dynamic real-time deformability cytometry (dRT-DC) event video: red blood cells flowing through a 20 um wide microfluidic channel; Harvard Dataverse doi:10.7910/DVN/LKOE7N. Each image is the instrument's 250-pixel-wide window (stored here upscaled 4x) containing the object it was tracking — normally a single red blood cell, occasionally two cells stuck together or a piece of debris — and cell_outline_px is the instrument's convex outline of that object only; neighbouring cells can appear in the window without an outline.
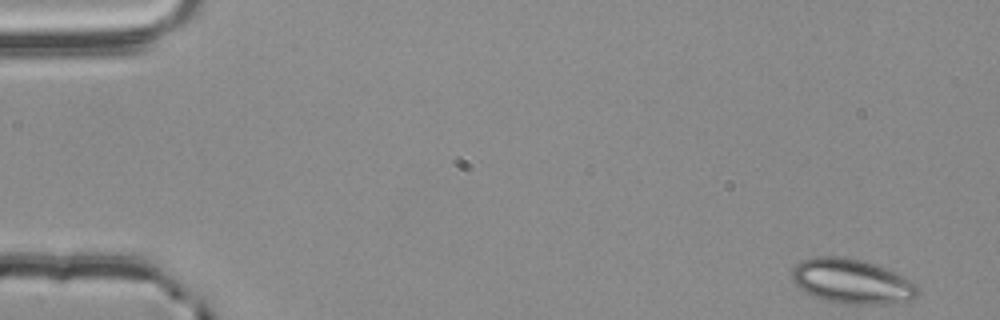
{"species": "common noctule bat (a hibernating species)", "species_latin": "Nyctalus noctula", "temperature_condition": "room temperature", "stored_images_in_passage": 54, "camera_frame_rate_fps": 3000, "um_per_image_px": 0.085, "animal": {"sex": "male", "body_mass_g": 20.4}, "frame": {"image": 1, "passage_image": 1, "time_ms": 0.0, "image_size_px": [1000, 320], "cell_outline_px": [[920, 292], [912, 300], [884, 304], [844, 304], [824, 300], [804, 292], [792, 280], [792, 268], [796, 264], [804, 260], [816, 256], [840, 256], [860, 260], [884, 268], [904, 276], [912, 280], [920, 288]], "centroid_in_image_um": [72.42, 23.93], "position_along_channel_um": 12.6, "area_um2": 32.83}}
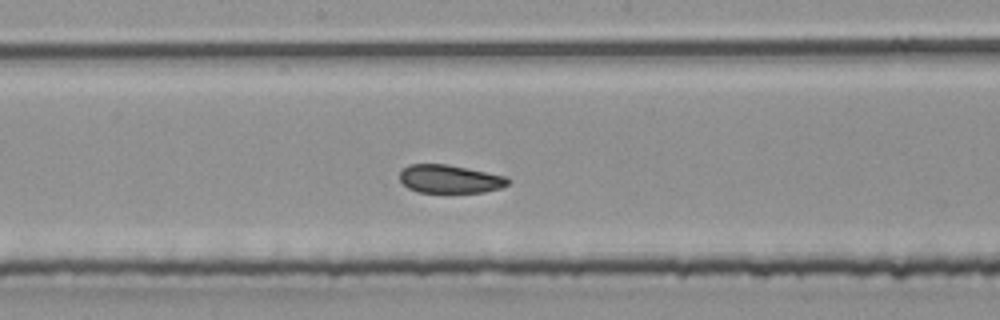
{"frame": {"image": 2, "passage_image": 28, "time_ms": 9.0, "image_size_px": [1000, 320], "cell_outline_px": [[512, 180], [508, 184], [500, 188], [484, 192], [416, 192], [408, 188], [400, 180], [400, 172], [408, 164], [448, 164], [504, 176]], "centroid_in_image_um": [38.22, 15.21], "position_along_channel_um": 210.0, "area_um2": 17.74}}
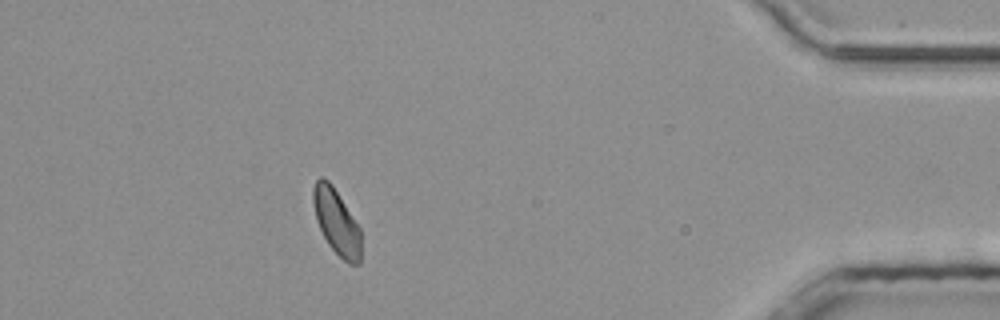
{"frame": {"image": 3, "passage_image": 48, "time_ms": 15.667, "image_size_px": [1000, 320], "cell_outline_px": [[360, 264], [348, 264], [328, 244], [320, 228], [316, 216], [312, 200], [312, 188], [316, 180], [320, 176], [324, 176], [332, 184], [360, 228]], "centroid_in_image_um": [28.59, 18.82], "position_along_channel_um": 406.6, "area_um2": 18.03}, "authors_computed_cell_mechanics": {"area_um2": 18.9873, "velocity_mm_per_s": 3.7425, "shape_relaxation_time_tau1_ms": 7.7771, "shape_relaxation_time_tau2_ms": 2.1415, "deformation_change_tau1": 0.1103, "deformation_change_tau2": 0.0546}}